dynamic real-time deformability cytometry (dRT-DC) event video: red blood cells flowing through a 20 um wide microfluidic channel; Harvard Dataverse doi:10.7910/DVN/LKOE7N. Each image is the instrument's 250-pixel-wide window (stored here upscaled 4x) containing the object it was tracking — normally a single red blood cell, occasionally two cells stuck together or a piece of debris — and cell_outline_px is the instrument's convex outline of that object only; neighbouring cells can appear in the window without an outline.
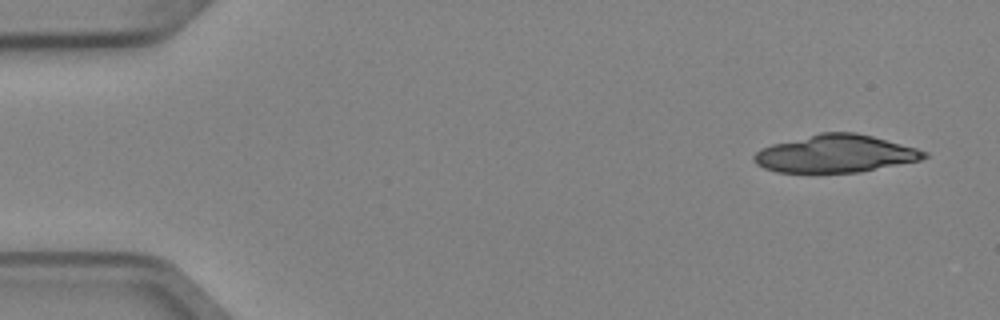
{"species": "Egyptian fruit bat (a non-hibernating species)", "species_latin": "Rousettus aegyptiacus", "temperature_condition": "cold", "stored_images_in_passage": 5, "camera_frame_rate_fps": 3000, "um_per_image_px": 0.085, "animal": {"sex": "female"}, "frame": {"image": 1, "passage_image": 1, "time_ms": 0.0, "image_size_px": [1000, 320], "cell_outline_px": [[928, 156], [920, 160], [860, 172], [776, 172], [764, 168], [756, 164], [752, 156], [760, 148], [772, 144], [820, 132], [856, 132], [872, 136], [916, 148], [928, 152]], "centroid_in_image_um": [70.99, 13.06], "position_along_channel_um": 14.0, "area_um2": 37.17}}
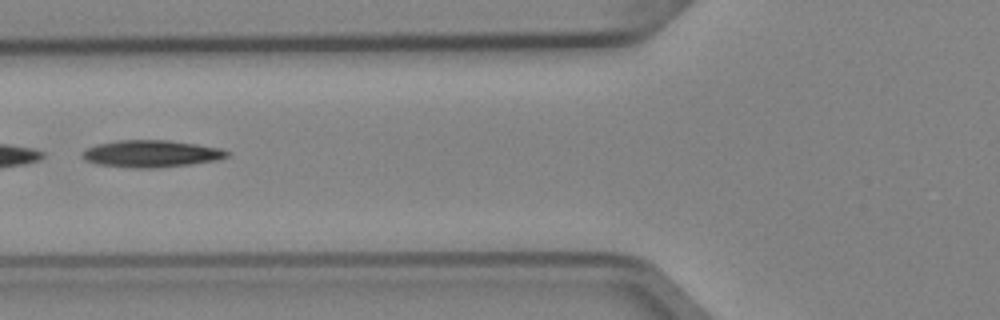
{"frame": {"image": 2, "passage_image": 5, "time_ms": 1.333, "image_size_px": [1000, 320], "cell_outline_px": [[228, 156], [216, 160], [188, 164], [156, 168], [136, 168], [100, 164], [84, 160], [84, 152], [88, 148], [96, 144], [120, 140], [168, 140], [196, 144], [220, 148], [228, 152]], "centroid_in_image_um": [12.86, 13.06], "position_along_channel_um": 112.9, "area_um2": 22.37}}